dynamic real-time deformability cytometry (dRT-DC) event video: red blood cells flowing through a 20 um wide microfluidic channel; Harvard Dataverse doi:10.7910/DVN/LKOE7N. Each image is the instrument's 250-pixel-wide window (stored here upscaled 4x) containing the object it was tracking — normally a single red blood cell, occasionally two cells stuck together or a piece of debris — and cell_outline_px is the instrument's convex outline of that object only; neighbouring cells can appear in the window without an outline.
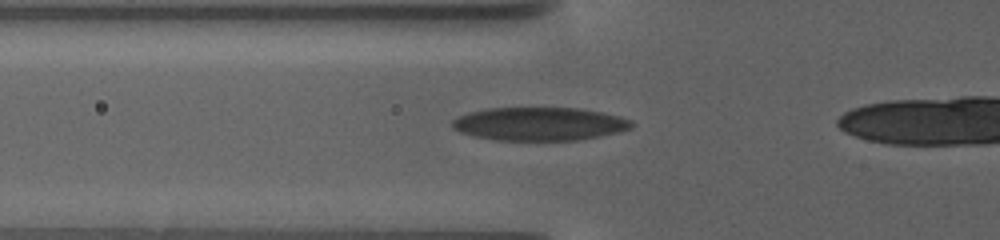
{"species": "human", "species_latin": "Homo sapiens", "temperature_condition": "warm", "stored_images_in_passage": 67, "camera_frame_rate_fps": 3000, "um_per_image_px": 0.085, "donor": {"sex": "female"}, "frame": {"image": 1, "passage_image": 2, "time_ms": 0.333, "image_size_px": [1000, 240], "cell_outline_px": [[636, 124], [632, 128], [620, 132], [580, 140], [496, 140], [476, 136], [460, 132], [452, 128], [452, 120], [468, 112], [488, 108], [580, 108], [620, 116], [632, 120]], "centroid_in_image_um": [45.9, 10.53], "position_along_channel_um": 79.9, "area_um2": 34.91}}
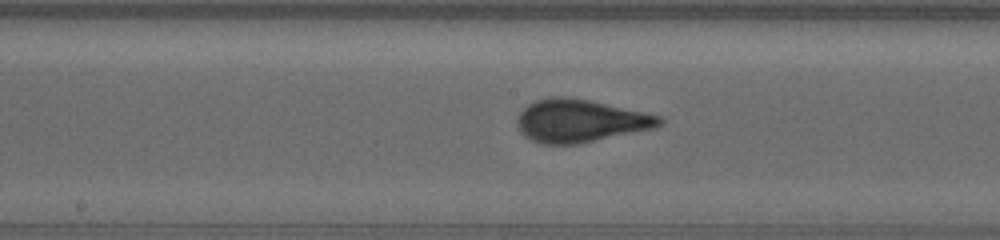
{"frame": {"image": 2, "passage_image": 24, "time_ms": 7.667, "image_size_px": [1000, 240], "cell_outline_px": [[664, 120], [656, 128], [580, 144], [540, 144], [524, 136], [520, 132], [516, 124], [516, 120], [520, 112], [528, 104], [536, 100], [548, 96], [564, 96], [588, 100], [660, 116]], "centroid_in_image_um": [49.27, 10.28], "position_along_channel_um": 198.9, "area_um2": 35.55}}
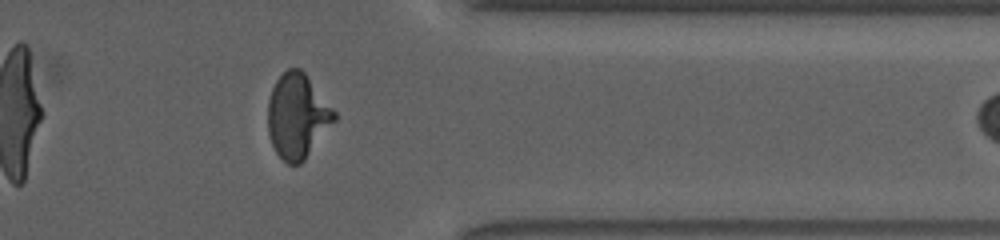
{"frame": {"image": 3, "passage_image": 60, "time_ms": 19.667, "image_size_px": [1000, 240], "cell_outline_px": [[336, 120], [304, 160], [300, 164], [288, 164], [276, 152], [272, 144], [268, 132], [268, 100], [272, 88], [276, 80], [288, 68], [300, 68], [304, 72], [336, 112]], "centroid_in_image_um": [25.27, 9.86], "position_along_channel_um": 386.1, "area_um2": 32.48}}